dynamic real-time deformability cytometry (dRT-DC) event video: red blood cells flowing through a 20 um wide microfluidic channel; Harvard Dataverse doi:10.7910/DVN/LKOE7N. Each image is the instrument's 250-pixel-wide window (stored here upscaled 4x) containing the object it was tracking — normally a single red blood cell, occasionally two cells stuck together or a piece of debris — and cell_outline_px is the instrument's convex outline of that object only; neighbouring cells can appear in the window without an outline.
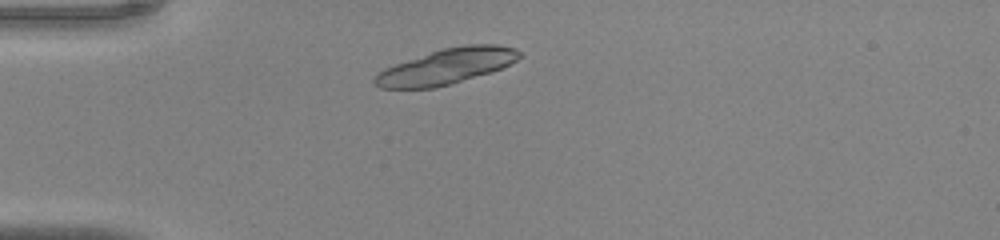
{"species": "common noctule bat (a hibernating species)", "species_latin": "Nyctalus noctula", "temperature_condition": "warm", "stored_images_in_passage": 33, "camera_frame_rate_fps": 3000, "um_per_image_px": 0.085, "animal": {"sex": "male", "body_mass_g": 20.0, "forearm_length_mm": 53.3}, "frame": {"image": 1, "passage_image": 1, "time_ms": 0.0, "image_size_px": [1000, 240], "cell_outline_px": [[524, 56], [500, 68], [488, 72], [436, 88], [380, 88], [372, 80], [376, 72], [384, 68], [444, 48], [468, 44], [496, 44], [516, 48]], "centroid_in_image_um": [37.94, 5.64], "position_along_channel_um": 47.1, "area_um2": 29.42}}